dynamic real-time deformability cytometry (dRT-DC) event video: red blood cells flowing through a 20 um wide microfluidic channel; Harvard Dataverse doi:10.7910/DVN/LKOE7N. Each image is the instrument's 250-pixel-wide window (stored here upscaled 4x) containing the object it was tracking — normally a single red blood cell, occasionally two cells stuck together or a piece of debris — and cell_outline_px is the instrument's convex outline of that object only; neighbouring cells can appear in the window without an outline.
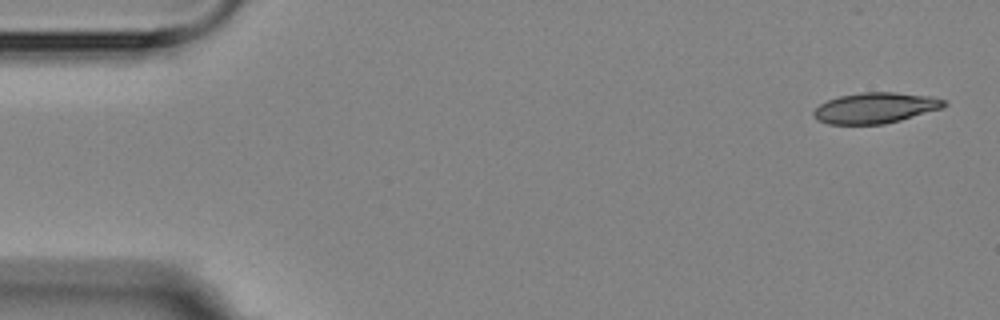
{"species": "Egyptian fruit bat (a non-hibernating species)", "species_latin": "Rousettus aegyptiacus", "temperature_condition": "room temperature", "stored_images_in_passage": 4, "camera_frame_rate_fps": 3000, "um_per_image_px": 0.085, "animal": {"sex": "female"}, "frame": {"image": 1, "passage_image": 1, "time_ms": 0.0, "image_size_px": [1000, 320], "cell_outline_px": [[948, 104], [944, 108], [900, 120], [884, 124], [828, 124], [816, 120], [812, 116], [812, 112], [820, 104], [828, 100], [840, 96], [860, 92], [896, 92], [932, 96], [948, 100]], "centroid_in_image_um": [74.44, 9.17], "position_along_channel_um": 10.6, "area_um2": 23.64}}
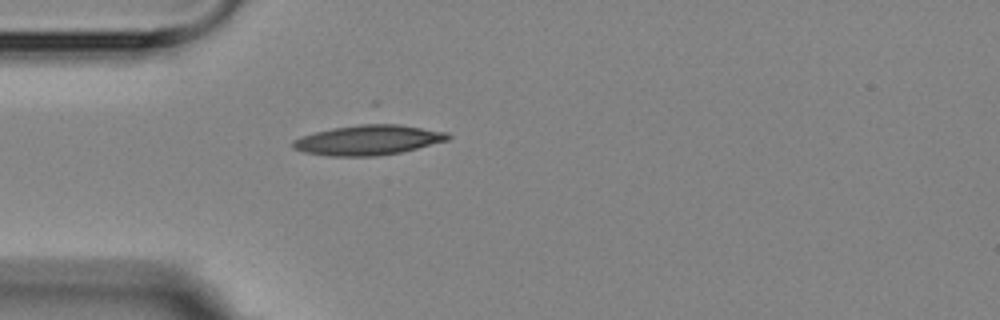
{"frame": {"image": 2, "passage_image": 4, "time_ms": 4.333, "image_size_px": [1000, 320], "cell_outline_px": [[452, 136], [448, 140], [400, 152], [376, 156], [328, 156], [304, 152], [292, 148], [292, 140], [316, 132], [332, 128], [372, 120], [376, 120], [448, 132]], "centroid_in_image_um": [31.31, 11.86], "position_along_channel_um": 53.7, "area_um2": 27.8}}